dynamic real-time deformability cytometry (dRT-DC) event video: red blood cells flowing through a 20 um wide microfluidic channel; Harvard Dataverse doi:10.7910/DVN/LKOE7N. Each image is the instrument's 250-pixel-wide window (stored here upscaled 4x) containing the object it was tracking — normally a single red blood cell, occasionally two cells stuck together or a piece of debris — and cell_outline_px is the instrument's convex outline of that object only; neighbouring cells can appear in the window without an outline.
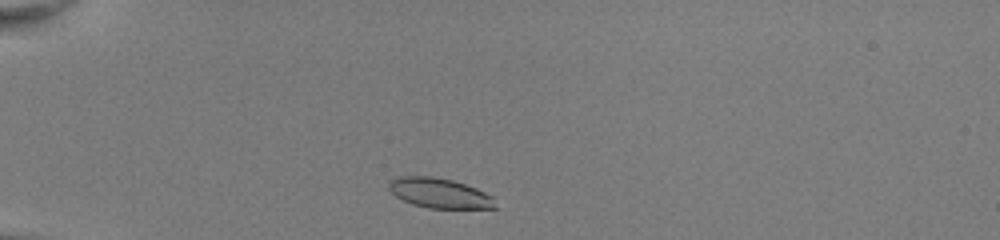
{"species": "common noctule bat (a hibernating species)", "species_latin": "Nyctalus noctula", "temperature_condition": "room temperature", "stored_images_in_passage": 38, "camera_frame_rate_fps": 3000, "um_per_image_px": 0.085, "animal": {"sex": "female", "body_mass_g": 22.0, "forearm_length_mm": 56.7}, "frame": {"image": 1, "passage_image": 2, "time_ms": 0.333, "image_size_px": [1000, 240], "cell_outline_px": [[496, 208], [428, 208], [412, 204], [396, 196], [388, 188], [388, 184], [392, 180], [400, 176], [432, 176], [452, 180], [476, 188], [492, 196]], "centroid_in_image_um": [37.34, 16.41], "position_along_channel_um": 47.7, "area_um2": 18.32}}
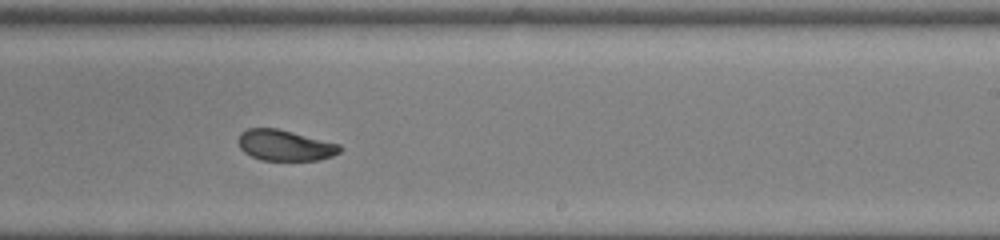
{"frame": {"image": 2, "passage_image": 21, "time_ms": 6.667, "image_size_px": [1000, 240], "cell_outline_px": [[344, 148], [340, 152], [332, 156], [320, 160], [260, 160], [244, 152], [240, 148], [236, 140], [240, 132], [248, 128], [276, 128], [340, 144]], "centroid_in_image_um": [24.2, 12.35], "position_along_channel_um": 264.8, "area_um2": 18.38}}
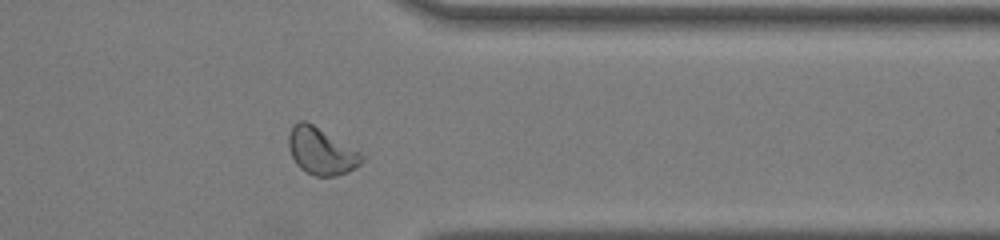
{"frame": {"image": 3, "passage_image": 30, "time_ms": 9.667, "image_size_px": [1000, 240], "cell_outline_px": [[364, 160], [360, 164], [348, 172], [336, 176], [316, 176], [300, 168], [296, 164], [288, 148], [288, 136], [292, 124], [296, 120], [304, 120], [312, 124], [364, 156]], "centroid_in_image_um": [27.24, 12.85], "position_along_channel_um": 384.2, "area_um2": 19.59}, "authors_computed_cell_mechanics": {"area_um2": 19.0162, "velocity_mm_per_s": 4.0237, "shape_relaxation_time_tau1_ms": 3.6225, "shape_relaxation_time_tau2_ms": 1.5525, "deformation_change_tau1": 0.1193, "deformation_change_tau2": 0.0628}}